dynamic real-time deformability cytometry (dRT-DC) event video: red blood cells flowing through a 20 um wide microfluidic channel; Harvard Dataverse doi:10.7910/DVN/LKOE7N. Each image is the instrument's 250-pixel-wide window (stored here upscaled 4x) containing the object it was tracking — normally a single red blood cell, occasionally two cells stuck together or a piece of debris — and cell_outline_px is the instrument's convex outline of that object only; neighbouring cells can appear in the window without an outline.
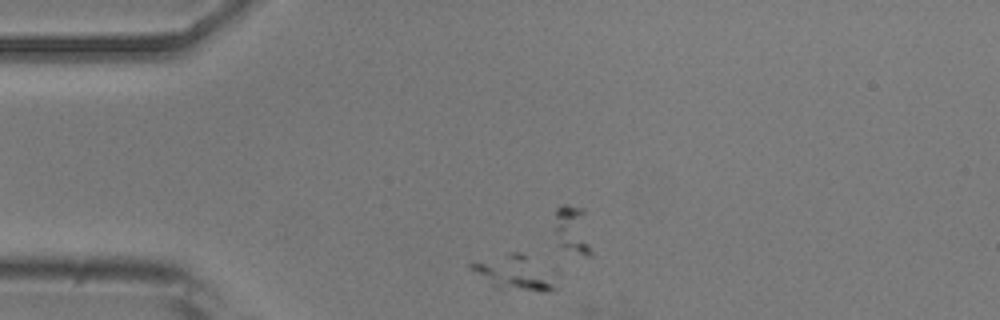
{"species": "common noctule bat (a hibernating species)", "species_latin": "Nyctalus noctula", "temperature_condition": "room temperature", "stored_images_in_passage": 4, "camera_frame_rate_fps": 3000, "um_per_image_px": 0.085, "animal": {"sex": "male", "body_mass_g": 20.5, "forearm_length_mm": 52.5}, "frame": {"image": 1, "passage_image": 3, "time_ms": 0.667, "image_size_px": [1000, 320], "cell_outline_px": [[556, 288], [548, 292], [544, 292], [496, 288], [468, 268], [468, 264], [484, 264], [556, 268]], "centroid_in_image_um": [43.97, 23.54], "position_along_channel_um": 41.0, "area_um2": 13.12}}